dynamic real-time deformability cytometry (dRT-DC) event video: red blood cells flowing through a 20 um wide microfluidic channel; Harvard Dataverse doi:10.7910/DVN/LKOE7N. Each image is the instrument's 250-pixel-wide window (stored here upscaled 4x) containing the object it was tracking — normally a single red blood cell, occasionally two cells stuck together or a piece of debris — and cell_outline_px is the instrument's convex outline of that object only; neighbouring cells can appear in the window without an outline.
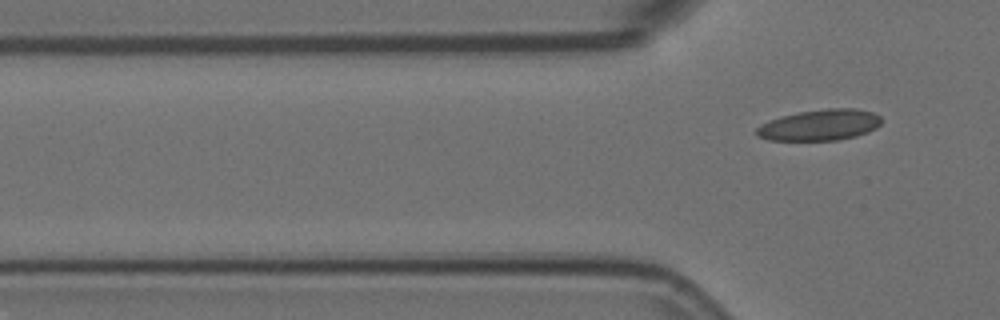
{"species": "Egyptian fruit bat (a non-hibernating species)", "species_latin": "Rousettus aegyptiacus", "temperature_condition": "room temperature", "stored_images_in_passage": 8, "segment_of_instrument_passage": [2, 2], "camera_frame_rate_fps": 3000, "um_per_image_px": 0.085, "animal": {"sex": "female"}, "frame": {"image": 1, "passage_image": 8, "time_ms": 2.333, "image_size_px": [1000, 320], "cell_outline_px": [[884, 120], [876, 128], [868, 132], [856, 136], [836, 140], [768, 140], [756, 136], [756, 128], [760, 124], [768, 120], [780, 116], [800, 112], [828, 108], [856, 108], [872, 112], [880, 116]], "centroid_in_image_um": [69.68, 10.62], "position_along_channel_um": 56.1, "area_um2": 22.77}}